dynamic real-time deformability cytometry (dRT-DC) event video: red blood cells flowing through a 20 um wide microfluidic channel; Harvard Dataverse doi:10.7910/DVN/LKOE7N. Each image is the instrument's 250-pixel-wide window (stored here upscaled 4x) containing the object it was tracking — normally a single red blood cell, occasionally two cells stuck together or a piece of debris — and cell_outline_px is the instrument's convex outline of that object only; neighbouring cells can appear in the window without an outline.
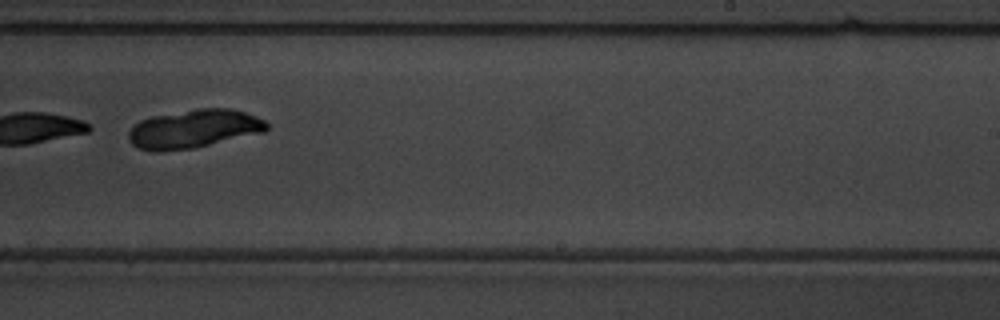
{"species": "common noctule bat (a hibernating species)", "species_latin": "Nyctalus noctula", "temperature_condition": "warm", "stored_images_in_passage": 11, "camera_frame_rate_fps": 3000, "um_per_image_px": 0.085, "animal": {"sex": "male", "body_mass_g": 19.5, "forearm_length_mm": 54.6}, "frame": {"image": 1, "passage_image": 10, "time_ms": 11.333, "image_size_px": [1000, 320], "cell_outline_px": [[268, 128], [264, 132], [192, 148], [160, 152], [156, 152], [140, 148], [132, 144], [128, 140], [128, 132], [140, 120], [152, 116], [196, 108], [232, 108], [256, 116], [264, 120], [268, 124]], "centroid_in_image_um": [16.47, 10.94], "position_along_channel_um": 272.5, "area_um2": 30.92}}